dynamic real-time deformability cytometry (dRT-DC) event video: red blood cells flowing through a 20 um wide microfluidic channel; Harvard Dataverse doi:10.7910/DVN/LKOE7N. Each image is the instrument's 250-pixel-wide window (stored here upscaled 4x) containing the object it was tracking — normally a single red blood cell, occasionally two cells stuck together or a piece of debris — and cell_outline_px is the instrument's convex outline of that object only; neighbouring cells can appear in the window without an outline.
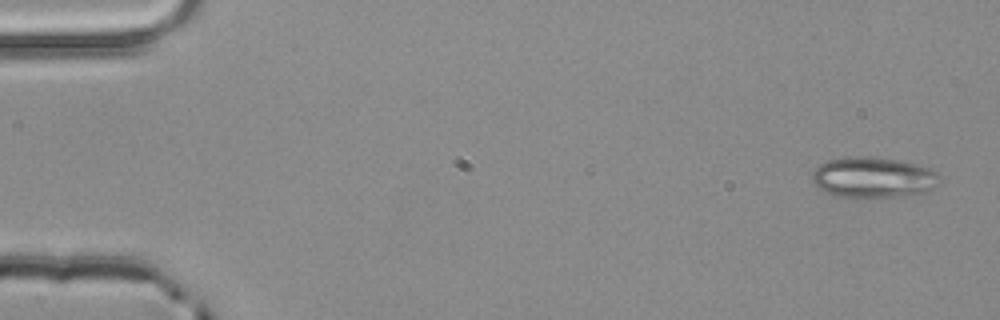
{"species": "common noctule bat (a hibernating species)", "species_latin": "Nyctalus noctula", "temperature_condition": "room temperature", "stored_images_in_passage": 3, "camera_frame_rate_fps": 3000, "um_per_image_px": 0.085, "animal": {"sex": "male", "body_mass_g": 20.4}, "frame": {"image": 1, "passage_image": 1, "time_ms": 0.0, "image_size_px": [1000, 320], "cell_outline_px": [[940, 184], [924, 192], [900, 196], [856, 200], [852, 200], [832, 196], [816, 188], [812, 184], [812, 172], [820, 164], [828, 160], [848, 156], [868, 156], [896, 160], [916, 164], [928, 168], [936, 172], [940, 176]], "centroid_in_image_um": [74.14, 15.13], "position_along_channel_um": 10.9, "area_um2": 31.21}}
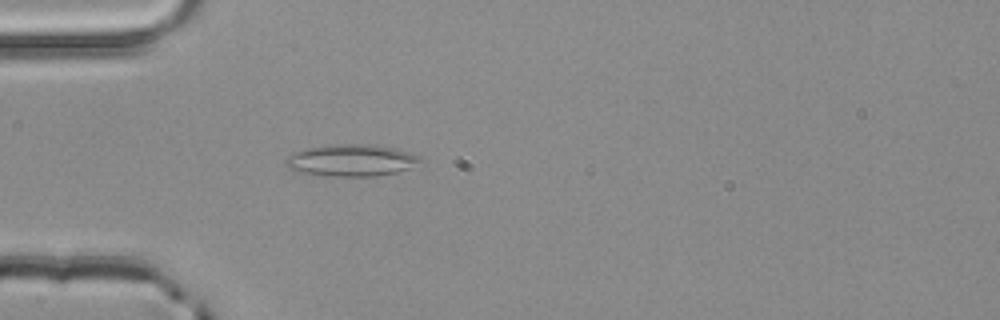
{"frame": {"image": 2, "passage_image": 3, "time_ms": 0.667, "image_size_px": [1000, 320], "cell_outline_px": [[424, 160], [408, 168], [396, 172], [376, 176], [324, 176], [300, 172], [288, 168], [284, 164], [284, 160], [288, 156], [296, 152], [308, 148], [328, 144], [368, 144], [396, 148], [420, 156]], "centroid_in_image_um": [29.85, 13.62], "position_along_channel_um": 55.2, "area_um2": 25.03}}